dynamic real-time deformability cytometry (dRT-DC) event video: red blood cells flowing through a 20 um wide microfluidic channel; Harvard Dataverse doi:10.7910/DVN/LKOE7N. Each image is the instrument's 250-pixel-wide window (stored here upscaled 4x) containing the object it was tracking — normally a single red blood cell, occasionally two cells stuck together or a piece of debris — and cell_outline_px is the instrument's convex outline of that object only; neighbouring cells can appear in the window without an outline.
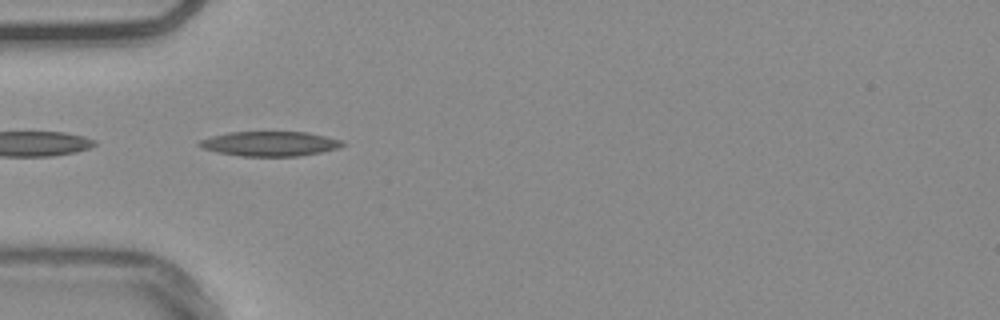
{"species": "common noctule bat (a hibernating species)", "species_latin": "Nyctalus noctula", "temperature_condition": "warm", "stored_images_in_passage": 4, "camera_frame_rate_fps": 3000, "um_per_image_px": 0.085, "animal": {"sex": "male", "body_mass_g": 20.4}, "frame": {"image": 1, "passage_image": 1, "time_ms": 0.0, "image_size_px": [1000, 320], "cell_outline_px": [[344, 144], [336, 148], [320, 152], [296, 156], [240, 156], [220, 152], [204, 148], [196, 144], [200, 140], [212, 136], [228, 132], [308, 132], [344, 140]], "centroid_in_image_um": [22.95, 12.21], "position_along_channel_um": 62.0, "area_um2": 20.4}}